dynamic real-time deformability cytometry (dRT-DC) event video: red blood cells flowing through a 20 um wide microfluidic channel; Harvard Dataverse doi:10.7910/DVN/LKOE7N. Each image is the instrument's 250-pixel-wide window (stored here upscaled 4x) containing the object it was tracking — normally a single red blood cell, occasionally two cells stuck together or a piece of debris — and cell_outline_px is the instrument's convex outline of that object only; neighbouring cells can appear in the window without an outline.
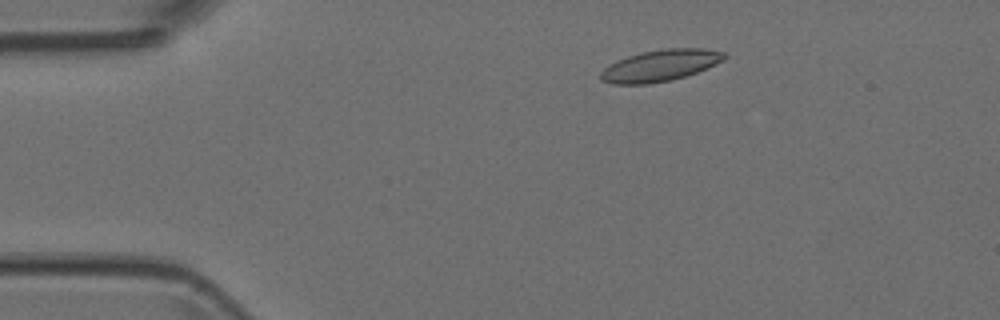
{"species": "Egyptian fruit bat (a non-hibernating species)", "species_latin": "Rousettus aegyptiacus", "temperature_condition": "room temperature", "stored_images_in_passage": 5, "camera_frame_rate_fps": 3000, "um_per_image_px": 0.085, "animal": {"sex": "female"}, "frame": {"image": 1, "passage_image": 3, "time_ms": 0.667, "image_size_px": [1000, 320], "cell_outline_px": [[728, 56], [716, 64], [696, 72], [672, 80], [648, 84], [612, 84], [600, 80], [600, 72], [608, 64], [616, 60], [640, 52], [664, 48], [704, 48], [724, 52]], "centroid_in_image_um": [56.08, 5.56], "position_along_channel_um": 28.9, "area_um2": 22.83}}
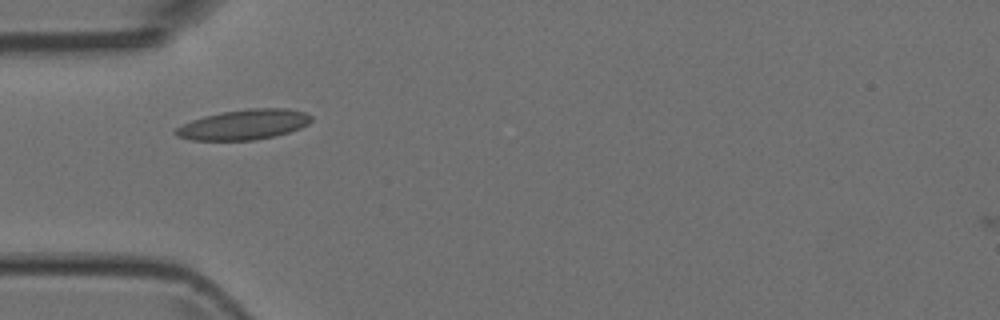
{"frame": {"image": 2, "passage_image": 5, "time_ms": 1.333, "image_size_px": [1000, 320], "cell_outline_px": [[312, 120], [308, 124], [300, 128], [288, 132], [272, 136], [252, 140], [192, 140], [176, 136], [172, 132], [176, 128], [192, 120], [204, 116], [220, 112], [248, 108], [288, 108], [304, 112], [312, 116]], "centroid_in_image_um": [20.72, 10.58], "position_along_channel_um": 64.3, "area_um2": 23.76}}